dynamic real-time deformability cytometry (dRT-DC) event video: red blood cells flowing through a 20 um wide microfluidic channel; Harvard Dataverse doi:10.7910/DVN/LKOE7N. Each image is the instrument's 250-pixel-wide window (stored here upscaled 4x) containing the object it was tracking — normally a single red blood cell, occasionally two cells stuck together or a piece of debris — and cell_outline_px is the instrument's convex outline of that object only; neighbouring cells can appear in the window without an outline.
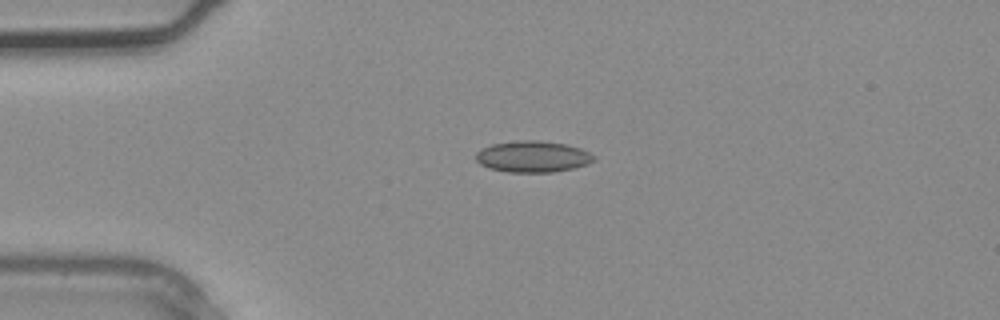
{"species": "common noctule bat (a hibernating species)", "species_latin": "Nyctalus noctula", "temperature_condition": "warm", "stored_images_in_passage": 3, "camera_frame_rate_fps": 3000, "um_per_image_px": 0.085, "animal": {"sex": "male", "body_mass_g": 20.4}, "frame": {"image": 1, "passage_image": 3, "time_ms": 0.667, "image_size_px": [1000, 320], "cell_outline_px": [[596, 160], [588, 164], [572, 168], [552, 172], [508, 172], [488, 168], [480, 164], [476, 160], [476, 152], [480, 148], [492, 144], [520, 140], [540, 140], [564, 144], [580, 148], [596, 156]], "centroid_in_image_um": [45.27, 13.31], "position_along_channel_um": 39.7, "area_um2": 21.62}}